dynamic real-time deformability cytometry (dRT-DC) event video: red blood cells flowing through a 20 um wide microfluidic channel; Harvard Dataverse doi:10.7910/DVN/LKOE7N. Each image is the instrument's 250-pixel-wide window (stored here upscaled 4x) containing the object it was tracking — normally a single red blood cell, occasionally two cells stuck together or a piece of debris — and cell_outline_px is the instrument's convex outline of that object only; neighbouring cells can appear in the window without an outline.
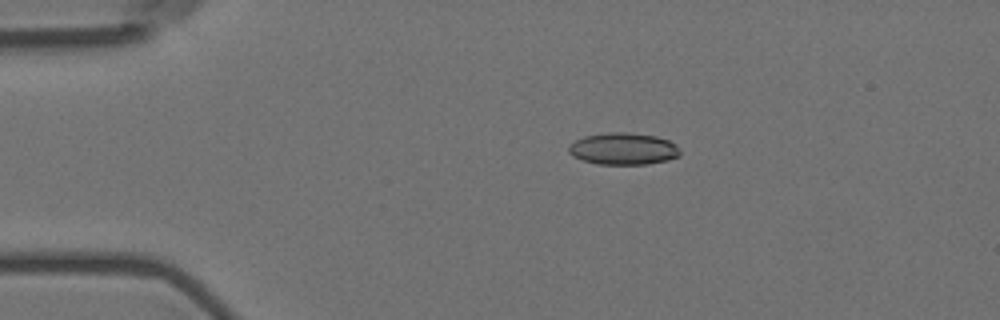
{"species": "Egyptian fruit bat (a non-hibernating species)", "species_latin": "Rousettus aegyptiacus", "temperature_condition": "room temperature", "stored_images_in_passage": 50, "camera_frame_rate_fps": 3000, "um_per_image_px": 0.085, "animal": {"sex": "female"}, "frame": {"image": 1, "passage_image": 5, "time_ms": 1.333, "image_size_px": [1000, 320], "cell_outline_px": [[680, 156], [668, 160], [648, 164], [596, 164], [572, 156], [568, 152], [568, 148], [576, 140], [584, 136], [608, 132], [624, 132], [656, 136], [668, 140], [676, 144], [680, 152]], "centroid_in_image_um": [52.99, 12.65], "position_along_channel_um": 32.0, "area_um2": 20.69}}
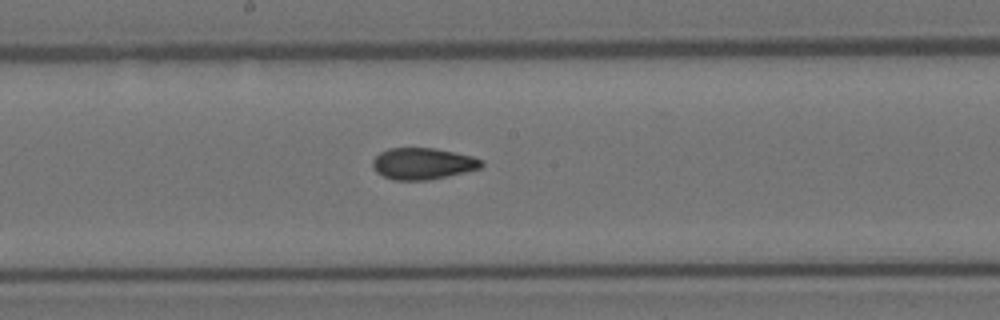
{"frame": {"image": 2, "passage_image": 24, "time_ms": 7.667, "image_size_px": [1000, 320], "cell_outline_px": [[484, 164], [480, 168], [464, 172], [428, 180], [392, 180], [376, 172], [372, 168], [372, 160], [380, 152], [388, 148], [436, 148], [472, 156], [484, 160]], "centroid_in_image_um": [35.92, 13.9], "position_along_channel_um": 212.3, "area_um2": 20.06}}
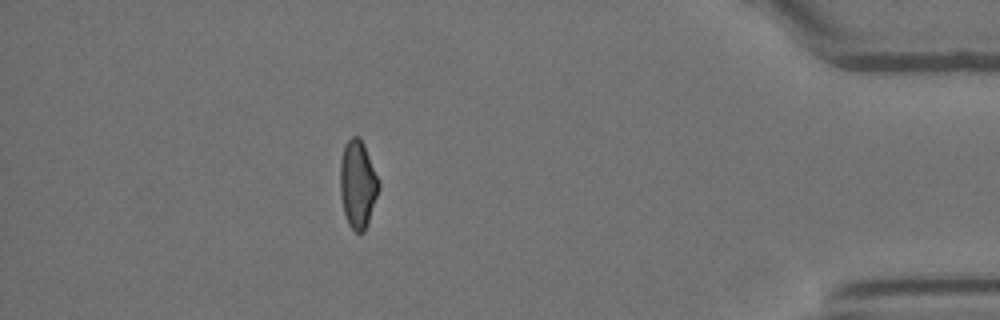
{"frame": {"image": 3, "passage_image": 44, "time_ms": 14.333, "image_size_px": [1000, 320], "cell_outline_px": [[380, 188], [368, 224], [364, 232], [356, 232], [348, 224], [344, 212], [340, 196], [340, 160], [344, 144], [352, 136], [360, 136], [364, 144], [380, 180]], "centroid_in_image_um": [30.42, 15.64], "position_along_channel_um": 404.8, "area_um2": 20.11}, "authors_computed_cell_mechanics": {"area_um2": 20.1144, "velocity_mm_per_s": 3.5945, "shape_relaxation_time_tau1_ms": 7.981, "shape_relaxation_time_tau2_ms": 2.1076, "deformation_change_tau1": 0.1902, "deformation_change_tau2": 0.0741}}